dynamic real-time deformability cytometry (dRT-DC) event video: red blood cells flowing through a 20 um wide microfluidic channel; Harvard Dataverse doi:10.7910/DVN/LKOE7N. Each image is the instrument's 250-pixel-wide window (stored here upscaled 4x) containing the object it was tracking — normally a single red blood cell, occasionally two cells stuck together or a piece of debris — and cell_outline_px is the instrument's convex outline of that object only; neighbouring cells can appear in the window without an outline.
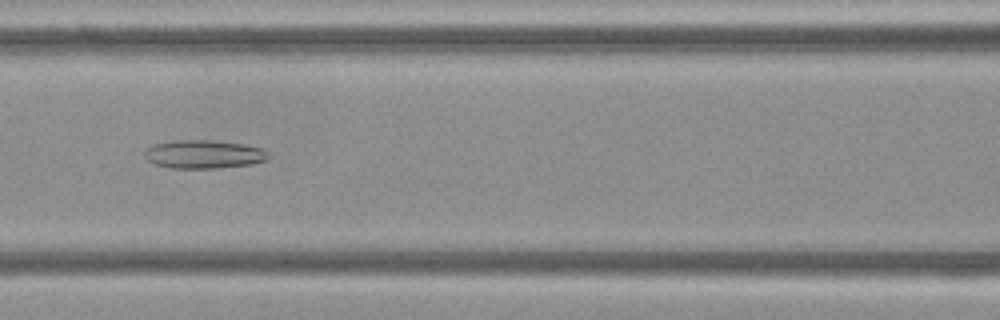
{"species": "Egyptian fruit bat (a non-hibernating species)", "species_latin": "Rousettus aegyptiacus", "temperature_condition": "cold", "stored_images_in_passage": 53, "camera_frame_rate_fps": 3000, "um_per_image_px": 0.085, "frame": {"image": 1, "passage_image": 23, "time_ms": 7.333, "image_size_px": [1000, 320], "cell_outline_px": [[268, 160], [252, 164], [216, 168], [172, 168], [156, 164], [148, 160], [144, 156], [144, 152], [152, 144], [172, 140], [216, 140], [244, 144], [264, 148], [268, 152]], "centroid_in_image_um": [17.35, 13.1], "position_along_channel_um": 149.3, "area_um2": 20.69}}
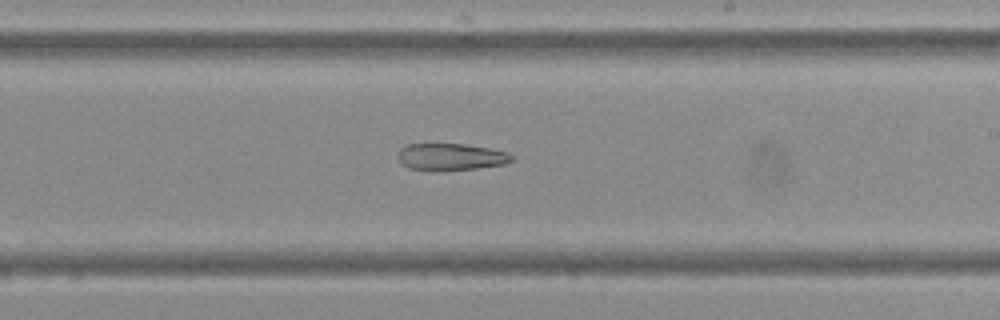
{"frame": {"image": 2, "passage_image": 31, "time_ms": 10.0, "image_size_px": [1000, 320], "cell_outline_px": [[516, 156], [512, 160], [504, 164], [476, 168], [436, 172], [428, 172], [408, 168], [400, 164], [396, 156], [400, 148], [408, 144], [464, 144], [488, 148], [508, 152]], "centroid_in_image_um": [38.26, 13.36], "position_along_channel_um": 250.7, "area_um2": 18.38}}
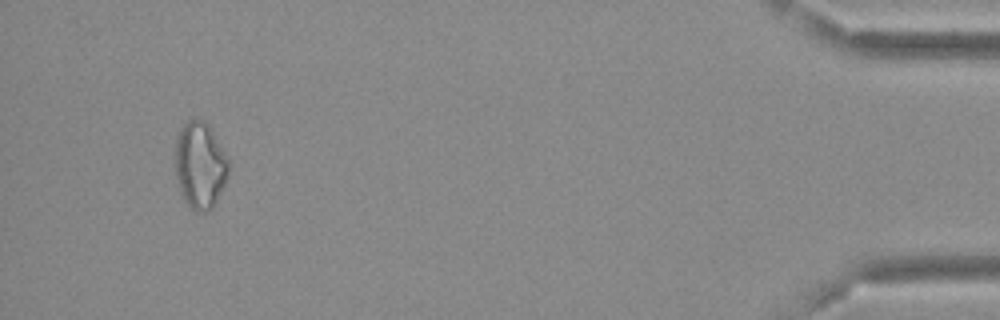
{"frame": {"image": 3, "passage_image": 50, "time_ms": 16.333, "image_size_px": [1000, 320], "cell_outline_px": [[228, 176], [212, 208], [208, 212], [196, 212], [184, 200], [176, 176], [176, 136], [180, 128], [188, 120], [196, 116], [204, 120], [212, 128], [228, 156]], "centroid_in_image_um": [17.02, 13.98], "position_along_channel_um": 418.2, "area_um2": 27.17}}